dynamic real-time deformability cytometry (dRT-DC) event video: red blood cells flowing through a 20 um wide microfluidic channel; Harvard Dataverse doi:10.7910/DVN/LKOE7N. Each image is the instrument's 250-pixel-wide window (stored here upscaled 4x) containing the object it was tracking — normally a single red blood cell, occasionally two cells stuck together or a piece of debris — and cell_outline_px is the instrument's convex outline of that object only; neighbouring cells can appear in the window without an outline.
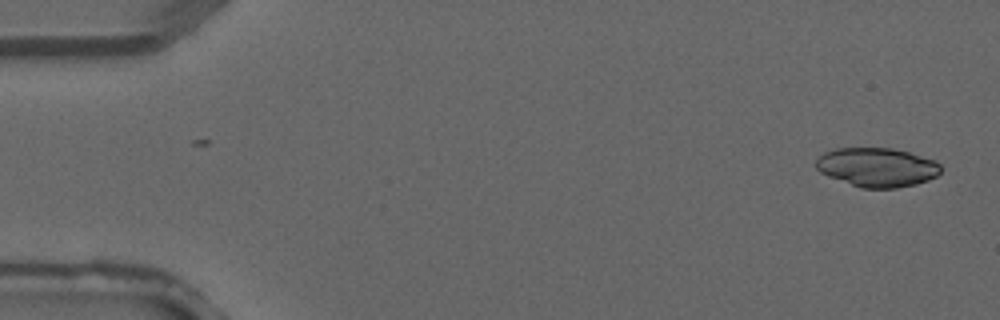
{"species": "common noctule bat (a hibernating species)", "species_latin": "Nyctalus noctula", "temperature_condition": "warm", "stored_images_in_passage": 2, "camera_frame_rate_fps": 3000, "um_per_image_px": 0.085, "animal": {"sex": "male", "forearm_length_mm": 52.5}, "frame": {"image": 1, "passage_image": 2, "time_ms": 0.333, "image_size_px": [1000, 320], "cell_outline_px": [[940, 172], [936, 176], [928, 180], [916, 184], [896, 188], [860, 188], [828, 176], [820, 172], [816, 168], [816, 160], [824, 152], [836, 148], [892, 148], [908, 152], [936, 160], [940, 164]], "centroid_in_image_um": [74.55, 14.22], "position_along_channel_um": 10.5, "area_um2": 28.44}}